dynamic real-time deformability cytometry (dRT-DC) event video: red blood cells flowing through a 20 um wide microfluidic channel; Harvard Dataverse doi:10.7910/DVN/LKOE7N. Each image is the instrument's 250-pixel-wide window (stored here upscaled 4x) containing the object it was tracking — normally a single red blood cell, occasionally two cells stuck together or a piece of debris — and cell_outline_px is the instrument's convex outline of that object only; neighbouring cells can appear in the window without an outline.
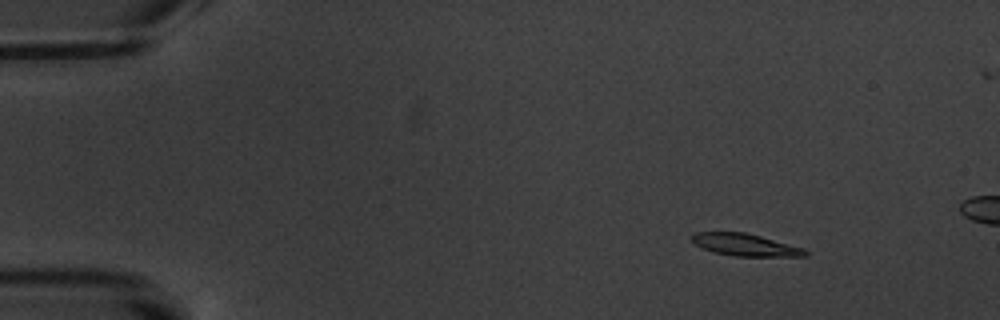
{"species": "common noctule bat (a hibernating species)", "species_latin": "Nyctalus noctula", "temperature_condition": "warm", "stored_images_in_passage": 5, "camera_frame_rate_fps": 3000, "um_per_image_px": 0.085, "animal": {"sex": "male", "body_mass_g": 20.1, "forearm_length_mm": 53.5}, "frame": {"image": 1, "passage_image": 2, "time_ms": 1.0, "image_size_px": [1000, 320], "cell_outline_px": [[808, 256], [732, 256], [700, 248], [688, 236], [696, 232], [744, 232], [760, 236], [804, 248], [808, 252]], "centroid_in_image_um": [63.31, 20.81], "position_along_channel_um": 21.7, "area_um2": 14.62}}